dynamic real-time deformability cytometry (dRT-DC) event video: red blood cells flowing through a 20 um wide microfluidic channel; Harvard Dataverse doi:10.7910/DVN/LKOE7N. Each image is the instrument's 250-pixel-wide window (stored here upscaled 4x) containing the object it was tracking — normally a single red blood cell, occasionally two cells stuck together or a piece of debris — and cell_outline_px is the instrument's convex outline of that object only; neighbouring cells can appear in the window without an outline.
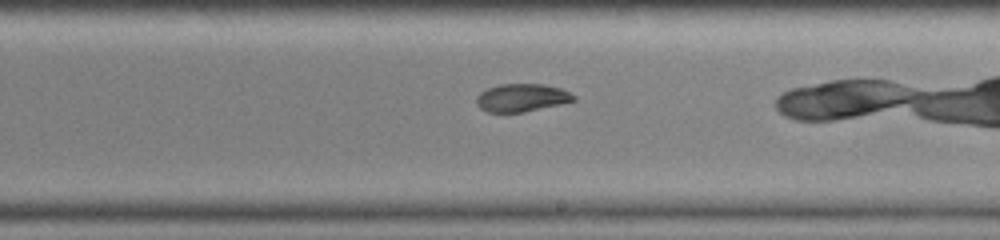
{"species": "common noctule bat (a hibernating species)", "species_latin": "Nyctalus noctula", "temperature_condition": "warm", "stored_images_in_passage": 27, "camera_frame_rate_fps": 3000, "um_per_image_px": 0.085, "animal": {"sex": "female", "body_mass_g": 19.0, "forearm_length_mm": 51.5}, "frame": {"image": 1, "passage_image": 16, "time_ms": 5.0, "image_size_px": [1000, 240], "cell_outline_px": [[576, 100], [560, 104], [524, 112], [488, 112], [480, 108], [476, 104], [476, 96], [480, 92], [488, 88], [500, 84], [544, 84], [560, 88], [576, 96]], "centroid_in_image_um": [44.33, 8.3], "position_along_channel_um": 244.7, "area_um2": 15.78}}